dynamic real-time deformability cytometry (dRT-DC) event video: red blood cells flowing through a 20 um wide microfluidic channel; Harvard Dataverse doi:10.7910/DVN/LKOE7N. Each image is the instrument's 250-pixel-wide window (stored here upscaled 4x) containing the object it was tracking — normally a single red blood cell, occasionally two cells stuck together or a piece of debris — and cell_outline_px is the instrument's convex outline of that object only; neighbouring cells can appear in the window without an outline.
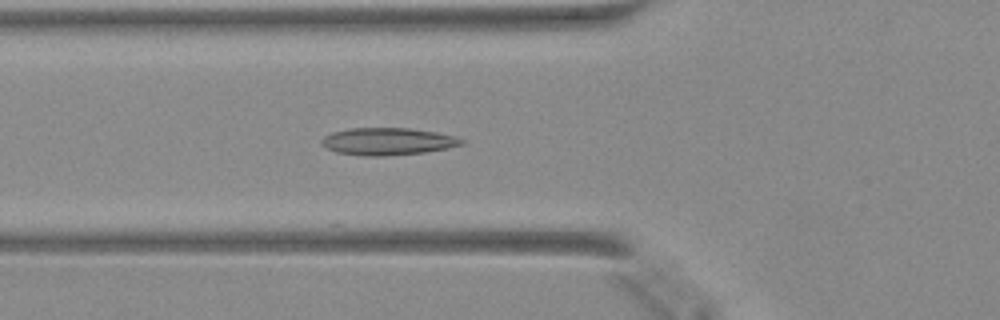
{"species": "Egyptian fruit bat (a non-hibernating species)", "species_latin": "Rousettus aegyptiacus", "temperature_condition": "warm", "stored_images_in_passage": 48, "camera_frame_rate_fps": 3000, "um_per_image_px": 0.085, "animal": {"sex": "female"}, "frame": {"image": 1, "passage_image": 17, "time_ms": 5.333, "image_size_px": [1000, 320], "cell_outline_px": [[464, 144], [448, 148], [424, 152], [380, 156], [364, 156], [336, 152], [320, 144], [320, 140], [324, 136], [332, 132], [348, 128], [408, 128], [436, 132], [456, 136], [464, 140]], "centroid_in_image_um": [32.94, 12.01], "position_along_channel_um": 92.9, "area_um2": 22.25}}
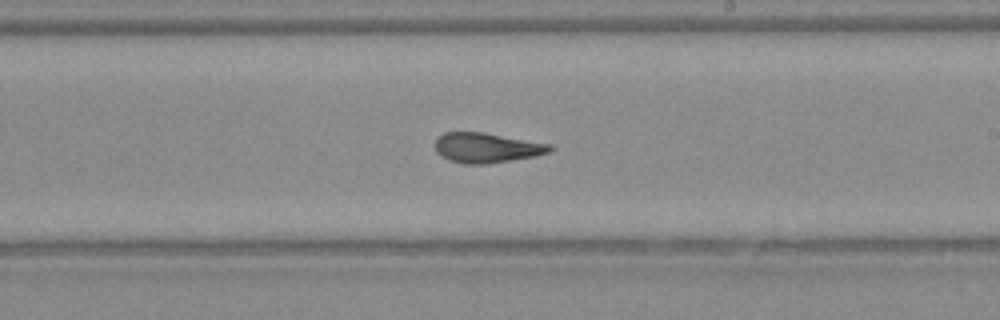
{"frame": {"image": 2, "passage_image": 28, "time_ms": 9.0, "image_size_px": [1000, 320], "cell_outline_px": [[552, 152], [536, 156], [488, 164], [464, 164], [448, 160], [440, 156], [436, 152], [436, 140], [444, 132], [484, 132], [552, 144]], "centroid_in_image_um": [41.39, 12.56], "position_along_channel_um": 247.6, "area_um2": 20.23}}
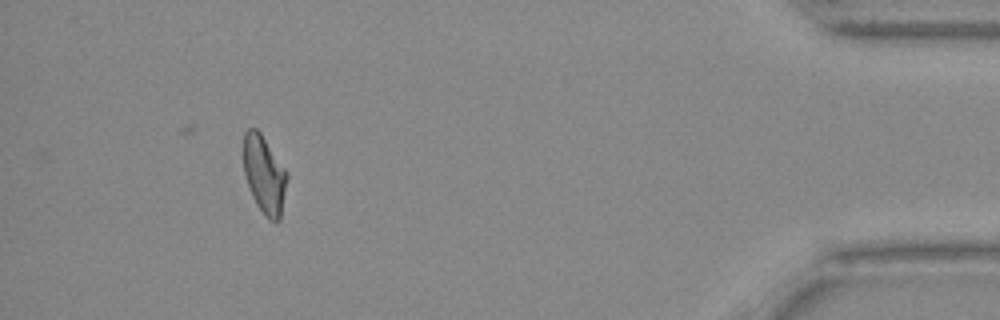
{"frame": {"image": 3, "passage_image": 44, "time_ms": 14.333, "image_size_px": [1000, 320], "cell_outline_px": [[288, 176], [280, 220], [276, 224], [268, 220], [256, 204], [252, 196], [244, 172], [244, 132], [248, 128], [256, 128], [260, 132], [288, 172]], "centroid_in_image_um": [22.48, 14.87], "position_along_channel_um": 412.7, "area_um2": 19.83}}